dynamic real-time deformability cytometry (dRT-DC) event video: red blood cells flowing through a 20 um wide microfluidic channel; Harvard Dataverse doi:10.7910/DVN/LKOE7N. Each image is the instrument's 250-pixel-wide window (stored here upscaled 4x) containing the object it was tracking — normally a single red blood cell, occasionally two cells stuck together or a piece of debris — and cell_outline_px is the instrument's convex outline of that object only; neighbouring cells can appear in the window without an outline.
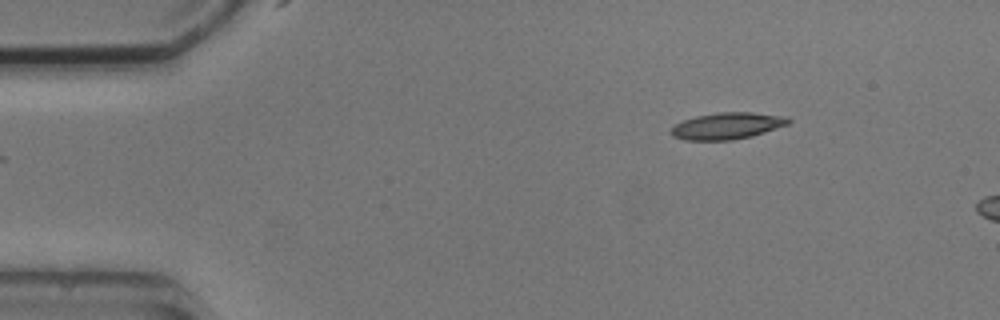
{"species": "common noctule bat (a hibernating species)", "species_latin": "Nyctalus noctula", "temperature_condition": "cold", "stored_images_in_passage": 3, "camera_frame_rate_fps": 3000, "um_per_image_px": 0.085, "animal": {"sex": "male", "body_mass_g": 20.5, "forearm_length_mm": 52.5}, "frame": {"image": 1, "passage_image": 1, "time_ms": 0.0, "image_size_px": [1000, 320], "cell_outline_px": [[792, 120], [788, 124], [752, 136], [732, 140], [684, 140], [672, 136], [668, 132], [676, 124], [684, 120], [696, 116], [720, 112], [752, 112], [788, 116]], "centroid_in_image_um": [61.82, 10.7], "position_along_channel_um": 23.2, "area_um2": 18.26}}